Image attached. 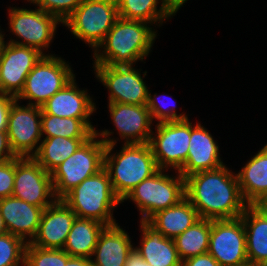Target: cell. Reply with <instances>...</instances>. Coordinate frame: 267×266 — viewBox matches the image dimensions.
<instances>
[{
  "instance_id": "obj_1",
  "label": "cell",
  "mask_w": 267,
  "mask_h": 266,
  "mask_svg": "<svg viewBox=\"0 0 267 266\" xmlns=\"http://www.w3.org/2000/svg\"><path fill=\"white\" fill-rule=\"evenodd\" d=\"M185 195L199 217L209 220L238 218L248 206L237 175L225 165L185 177Z\"/></svg>"
},
{
  "instance_id": "obj_2",
  "label": "cell",
  "mask_w": 267,
  "mask_h": 266,
  "mask_svg": "<svg viewBox=\"0 0 267 266\" xmlns=\"http://www.w3.org/2000/svg\"><path fill=\"white\" fill-rule=\"evenodd\" d=\"M97 137H102L106 147L104 152V168L108 172L115 194L122 201L129 192L144 179L151 177L159 168L153 156L149 143L123 144L120 152L112 153L116 140L109 136V130L95 131Z\"/></svg>"
},
{
  "instance_id": "obj_3",
  "label": "cell",
  "mask_w": 267,
  "mask_h": 266,
  "mask_svg": "<svg viewBox=\"0 0 267 266\" xmlns=\"http://www.w3.org/2000/svg\"><path fill=\"white\" fill-rule=\"evenodd\" d=\"M149 26L144 21L119 17L94 51V64L124 66L143 61L149 55L157 35L155 29Z\"/></svg>"
},
{
  "instance_id": "obj_4",
  "label": "cell",
  "mask_w": 267,
  "mask_h": 266,
  "mask_svg": "<svg viewBox=\"0 0 267 266\" xmlns=\"http://www.w3.org/2000/svg\"><path fill=\"white\" fill-rule=\"evenodd\" d=\"M77 218L96 220L106 226L116 223L113 211L122 201L115 194L108 172L103 167L86 178L61 199Z\"/></svg>"
},
{
  "instance_id": "obj_5",
  "label": "cell",
  "mask_w": 267,
  "mask_h": 266,
  "mask_svg": "<svg viewBox=\"0 0 267 266\" xmlns=\"http://www.w3.org/2000/svg\"><path fill=\"white\" fill-rule=\"evenodd\" d=\"M94 133L51 172L54 195L62 199L82 181L104 167L105 143ZM97 139V140H96Z\"/></svg>"
},
{
  "instance_id": "obj_6",
  "label": "cell",
  "mask_w": 267,
  "mask_h": 266,
  "mask_svg": "<svg viewBox=\"0 0 267 266\" xmlns=\"http://www.w3.org/2000/svg\"><path fill=\"white\" fill-rule=\"evenodd\" d=\"M159 169L151 177L144 179L122 200H132L142 214L140 220L147 221L158 211L179 203L186 197L185 178L177 171L176 176H169Z\"/></svg>"
},
{
  "instance_id": "obj_7",
  "label": "cell",
  "mask_w": 267,
  "mask_h": 266,
  "mask_svg": "<svg viewBox=\"0 0 267 266\" xmlns=\"http://www.w3.org/2000/svg\"><path fill=\"white\" fill-rule=\"evenodd\" d=\"M118 18L116 0H83L62 24L95 51Z\"/></svg>"
},
{
  "instance_id": "obj_8",
  "label": "cell",
  "mask_w": 267,
  "mask_h": 266,
  "mask_svg": "<svg viewBox=\"0 0 267 266\" xmlns=\"http://www.w3.org/2000/svg\"><path fill=\"white\" fill-rule=\"evenodd\" d=\"M72 71L61 57L43 55L26 77L24 87L16 100L27 99L29 105L41 107L75 77Z\"/></svg>"
},
{
  "instance_id": "obj_9",
  "label": "cell",
  "mask_w": 267,
  "mask_h": 266,
  "mask_svg": "<svg viewBox=\"0 0 267 266\" xmlns=\"http://www.w3.org/2000/svg\"><path fill=\"white\" fill-rule=\"evenodd\" d=\"M10 32L22 41L10 39L9 42L38 49L42 54L49 48L55 37L57 25L62 23L56 16L40 8H9Z\"/></svg>"
},
{
  "instance_id": "obj_10",
  "label": "cell",
  "mask_w": 267,
  "mask_h": 266,
  "mask_svg": "<svg viewBox=\"0 0 267 266\" xmlns=\"http://www.w3.org/2000/svg\"><path fill=\"white\" fill-rule=\"evenodd\" d=\"M149 145L159 169L179 171L186 162L190 142V121L160 122Z\"/></svg>"
},
{
  "instance_id": "obj_11",
  "label": "cell",
  "mask_w": 267,
  "mask_h": 266,
  "mask_svg": "<svg viewBox=\"0 0 267 266\" xmlns=\"http://www.w3.org/2000/svg\"><path fill=\"white\" fill-rule=\"evenodd\" d=\"M134 65L94 64L96 78L108 89V103L147 105L148 87Z\"/></svg>"
},
{
  "instance_id": "obj_12",
  "label": "cell",
  "mask_w": 267,
  "mask_h": 266,
  "mask_svg": "<svg viewBox=\"0 0 267 266\" xmlns=\"http://www.w3.org/2000/svg\"><path fill=\"white\" fill-rule=\"evenodd\" d=\"M12 196L45 209L56 200L51 173L33 157H16Z\"/></svg>"
},
{
  "instance_id": "obj_13",
  "label": "cell",
  "mask_w": 267,
  "mask_h": 266,
  "mask_svg": "<svg viewBox=\"0 0 267 266\" xmlns=\"http://www.w3.org/2000/svg\"><path fill=\"white\" fill-rule=\"evenodd\" d=\"M15 100L8 116L7 135L11 150L17 157H32L38 150L41 133L40 106L20 105Z\"/></svg>"
},
{
  "instance_id": "obj_14",
  "label": "cell",
  "mask_w": 267,
  "mask_h": 266,
  "mask_svg": "<svg viewBox=\"0 0 267 266\" xmlns=\"http://www.w3.org/2000/svg\"><path fill=\"white\" fill-rule=\"evenodd\" d=\"M208 253L221 266H237L249 262L241 217L211 220Z\"/></svg>"
},
{
  "instance_id": "obj_15",
  "label": "cell",
  "mask_w": 267,
  "mask_h": 266,
  "mask_svg": "<svg viewBox=\"0 0 267 266\" xmlns=\"http://www.w3.org/2000/svg\"><path fill=\"white\" fill-rule=\"evenodd\" d=\"M43 55L36 48L6 42L0 53V93L17 97Z\"/></svg>"
},
{
  "instance_id": "obj_16",
  "label": "cell",
  "mask_w": 267,
  "mask_h": 266,
  "mask_svg": "<svg viewBox=\"0 0 267 266\" xmlns=\"http://www.w3.org/2000/svg\"><path fill=\"white\" fill-rule=\"evenodd\" d=\"M76 218L61 199H56L43 210L37 234L30 243L43 249H63Z\"/></svg>"
},
{
  "instance_id": "obj_17",
  "label": "cell",
  "mask_w": 267,
  "mask_h": 266,
  "mask_svg": "<svg viewBox=\"0 0 267 266\" xmlns=\"http://www.w3.org/2000/svg\"><path fill=\"white\" fill-rule=\"evenodd\" d=\"M109 112L125 144L149 143L152 133V117L146 105L108 103Z\"/></svg>"
},
{
  "instance_id": "obj_18",
  "label": "cell",
  "mask_w": 267,
  "mask_h": 266,
  "mask_svg": "<svg viewBox=\"0 0 267 266\" xmlns=\"http://www.w3.org/2000/svg\"><path fill=\"white\" fill-rule=\"evenodd\" d=\"M219 146L200 123L190 122V142L186 162L178 171L184 178L194 173L215 170L225 165L220 158Z\"/></svg>"
},
{
  "instance_id": "obj_19",
  "label": "cell",
  "mask_w": 267,
  "mask_h": 266,
  "mask_svg": "<svg viewBox=\"0 0 267 266\" xmlns=\"http://www.w3.org/2000/svg\"><path fill=\"white\" fill-rule=\"evenodd\" d=\"M43 210L14 196L0 199V213L7 232L21 237L27 243L37 234Z\"/></svg>"
},
{
  "instance_id": "obj_20",
  "label": "cell",
  "mask_w": 267,
  "mask_h": 266,
  "mask_svg": "<svg viewBox=\"0 0 267 266\" xmlns=\"http://www.w3.org/2000/svg\"><path fill=\"white\" fill-rule=\"evenodd\" d=\"M75 77L60 91L48 99L41 109L49 115L58 117L89 119L96 105L87 90H80Z\"/></svg>"
},
{
  "instance_id": "obj_21",
  "label": "cell",
  "mask_w": 267,
  "mask_h": 266,
  "mask_svg": "<svg viewBox=\"0 0 267 266\" xmlns=\"http://www.w3.org/2000/svg\"><path fill=\"white\" fill-rule=\"evenodd\" d=\"M120 225L106 226L100 233L91 258L93 266H124L134 246Z\"/></svg>"
},
{
  "instance_id": "obj_22",
  "label": "cell",
  "mask_w": 267,
  "mask_h": 266,
  "mask_svg": "<svg viewBox=\"0 0 267 266\" xmlns=\"http://www.w3.org/2000/svg\"><path fill=\"white\" fill-rule=\"evenodd\" d=\"M143 238L134 247L141 257L151 266H182L173 239L165 237L147 221L140 220Z\"/></svg>"
},
{
  "instance_id": "obj_23",
  "label": "cell",
  "mask_w": 267,
  "mask_h": 266,
  "mask_svg": "<svg viewBox=\"0 0 267 266\" xmlns=\"http://www.w3.org/2000/svg\"><path fill=\"white\" fill-rule=\"evenodd\" d=\"M240 217L245 228L249 263L267 265V215L256 205H248Z\"/></svg>"
},
{
  "instance_id": "obj_24",
  "label": "cell",
  "mask_w": 267,
  "mask_h": 266,
  "mask_svg": "<svg viewBox=\"0 0 267 266\" xmlns=\"http://www.w3.org/2000/svg\"><path fill=\"white\" fill-rule=\"evenodd\" d=\"M236 175L246 203L261 201L267 195V144Z\"/></svg>"
},
{
  "instance_id": "obj_25",
  "label": "cell",
  "mask_w": 267,
  "mask_h": 266,
  "mask_svg": "<svg viewBox=\"0 0 267 266\" xmlns=\"http://www.w3.org/2000/svg\"><path fill=\"white\" fill-rule=\"evenodd\" d=\"M199 219L197 210L185 197L176 205L158 211L147 222L165 237L174 240Z\"/></svg>"
},
{
  "instance_id": "obj_26",
  "label": "cell",
  "mask_w": 267,
  "mask_h": 266,
  "mask_svg": "<svg viewBox=\"0 0 267 266\" xmlns=\"http://www.w3.org/2000/svg\"><path fill=\"white\" fill-rule=\"evenodd\" d=\"M106 225L92 219L76 218L63 250L71 257L92 258L100 233Z\"/></svg>"
},
{
  "instance_id": "obj_27",
  "label": "cell",
  "mask_w": 267,
  "mask_h": 266,
  "mask_svg": "<svg viewBox=\"0 0 267 266\" xmlns=\"http://www.w3.org/2000/svg\"><path fill=\"white\" fill-rule=\"evenodd\" d=\"M88 138H44L37 152L32 156L47 172L51 173L58 165L76 152Z\"/></svg>"
},
{
  "instance_id": "obj_28",
  "label": "cell",
  "mask_w": 267,
  "mask_h": 266,
  "mask_svg": "<svg viewBox=\"0 0 267 266\" xmlns=\"http://www.w3.org/2000/svg\"><path fill=\"white\" fill-rule=\"evenodd\" d=\"M90 119H78L68 117H58L46 114L42 110L41 133L45 138L65 137V138H90L96 131Z\"/></svg>"
},
{
  "instance_id": "obj_29",
  "label": "cell",
  "mask_w": 267,
  "mask_h": 266,
  "mask_svg": "<svg viewBox=\"0 0 267 266\" xmlns=\"http://www.w3.org/2000/svg\"><path fill=\"white\" fill-rule=\"evenodd\" d=\"M211 220L200 218L174 239L181 261L208 253Z\"/></svg>"
},
{
  "instance_id": "obj_30",
  "label": "cell",
  "mask_w": 267,
  "mask_h": 266,
  "mask_svg": "<svg viewBox=\"0 0 267 266\" xmlns=\"http://www.w3.org/2000/svg\"><path fill=\"white\" fill-rule=\"evenodd\" d=\"M159 0H116L118 15L127 20H139L149 24H159L173 16L161 2L157 9Z\"/></svg>"
},
{
  "instance_id": "obj_31",
  "label": "cell",
  "mask_w": 267,
  "mask_h": 266,
  "mask_svg": "<svg viewBox=\"0 0 267 266\" xmlns=\"http://www.w3.org/2000/svg\"><path fill=\"white\" fill-rule=\"evenodd\" d=\"M71 256L63 249H43L26 244L24 266H65Z\"/></svg>"
},
{
  "instance_id": "obj_32",
  "label": "cell",
  "mask_w": 267,
  "mask_h": 266,
  "mask_svg": "<svg viewBox=\"0 0 267 266\" xmlns=\"http://www.w3.org/2000/svg\"><path fill=\"white\" fill-rule=\"evenodd\" d=\"M26 244L9 232L0 235V266H24Z\"/></svg>"
},
{
  "instance_id": "obj_33",
  "label": "cell",
  "mask_w": 267,
  "mask_h": 266,
  "mask_svg": "<svg viewBox=\"0 0 267 266\" xmlns=\"http://www.w3.org/2000/svg\"><path fill=\"white\" fill-rule=\"evenodd\" d=\"M48 14L56 16L62 23L74 12L83 0H27Z\"/></svg>"
},
{
  "instance_id": "obj_34",
  "label": "cell",
  "mask_w": 267,
  "mask_h": 266,
  "mask_svg": "<svg viewBox=\"0 0 267 266\" xmlns=\"http://www.w3.org/2000/svg\"><path fill=\"white\" fill-rule=\"evenodd\" d=\"M155 93L153 96L150 92H148V101H147V108L150 111L152 120H158L160 122H172V121H181V120H188L186 114H177L175 110V106L173 108H166L163 106V103L159 100ZM167 97V96H166ZM160 101V102H159ZM162 103V105H160ZM168 103V102H167ZM165 104V102H164ZM167 105V104H166Z\"/></svg>"
},
{
  "instance_id": "obj_35",
  "label": "cell",
  "mask_w": 267,
  "mask_h": 266,
  "mask_svg": "<svg viewBox=\"0 0 267 266\" xmlns=\"http://www.w3.org/2000/svg\"><path fill=\"white\" fill-rule=\"evenodd\" d=\"M15 178V158L0 163V199L12 196Z\"/></svg>"
},
{
  "instance_id": "obj_36",
  "label": "cell",
  "mask_w": 267,
  "mask_h": 266,
  "mask_svg": "<svg viewBox=\"0 0 267 266\" xmlns=\"http://www.w3.org/2000/svg\"><path fill=\"white\" fill-rule=\"evenodd\" d=\"M16 97L0 93V131H7L8 116Z\"/></svg>"
},
{
  "instance_id": "obj_37",
  "label": "cell",
  "mask_w": 267,
  "mask_h": 266,
  "mask_svg": "<svg viewBox=\"0 0 267 266\" xmlns=\"http://www.w3.org/2000/svg\"><path fill=\"white\" fill-rule=\"evenodd\" d=\"M182 266H221L209 253L190 257L182 261Z\"/></svg>"
},
{
  "instance_id": "obj_38",
  "label": "cell",
  "mask_w": 267,
  "mask_h": 266,
  "mask_svg": "<svg viewBox=\"0 0 267 266\" xmlns=\"http://www.w3.org/2000/svg\"><path fill=\"white\" fill-rule=\"evenodd\" d=\"M17 156L11 150L7 131H0V163L9 161Z\"/></svg>"
},
{
  "instance_id": "obj_39",
  "label": "cell",
  "mask_w": 267,
  "mask_h": 266,
  "mask_svg": "<svg viewBox=\"0 0 267 266\" xmlns=\"http://www.w3.org/2000/svg\"><path fill=\"white\" fill-rule=\"evenodd\" d=\"M124 266H151V265L141 257V255L137 252L136 249L133 248L132 251L128 254Z\"/></svg>"
},
{
  "instance_id": "obj_40",
  "label": "cell",
  "mask_w": 267,
  "mask_h": 266,
  "mask_svg": "<svg viewBox=\"0 0 267 266\" xmlns=\"http://www.w3.org/2000/svg\"><path fill=\"white\" fill-rule=\"evenodd\" d=\"M168 11L174 16L187 0H160Z\"/></svg>"
},
{
  "instance_id": "obj_41",
  "label": "cell",
  "mask_w": 267,
  "mask_h": 266,
  "mask_svg": "<svg viewBox=\"0 0 267 266\" xmlns=\"http://www.w3.org/2000/svg\"><path fill=\"white\" fill-rule=\"evenodd\" d=\"M65 266H93L92 260L85 257H70Z\"/></svg>"
},
{
  "instance_id": "obj_42",
  "label": "cell",
  "mask_w": 267,
  "mask_h": 266,
  "mask_svg": "<svg viewBox=\"0 0 267 266\" xmlns=\"http://www.w3.org/2000/svg\"><path fill=\"white\" fill-rule=\"evenodd\" d=\"M256 206L267 215V195Z\"/></svg>"
},
{
  "instance_id": "obj_43",
  "label": "cell",
  "mask_w": 267,
  "mask_h": 266,
  "mask_svg": "<svg viewBox=\"0 0 267 266\" xmlns=\"http://www.w3.org/2000/svg\"><path fill=\"white\" fill-rule=\"evenodd\" d=\"M7 233V227L0 213V235Z\"/></svg>"
},
{
  "instance_id": "obj_44",
  "label": "cell",
  "mask_w": 267,
  "mask_h": 266,
  "mask_svg": "<svg viewBox=\"0 0 267 266\" xmlns=\"http://www.w3.org/2000/svg\"><path fill=\"white\" fill-rule=\"evenodd\" d=\"M1 29V28H0ZM4 34L2 33V31L0 30V53H1V51H2V49H3V46H4V44H5V42L6 41H4Z\"/></svg>"
},
{
  "instance_id": "obj_45",
  "label": "cell",
  "mask_w": 267,
  "mask_h": 266,
  "mask_svg": "<svg viewBox=\"0 0 267 266\" xmlns=\"http://www.w3.org/2000/svg\"><path fill=\"white\" fill-rule=\"evenodd\" d=\"M249 265H250V263L248 262V263H244V264L237 265V266H249Z\"/></svg>"
},
{
  "instance_id": "obj_46",
  "label": "cell",
  "mask_w": 267,
  "mask_h": 266,
  "mask_svg": "<svg viewBox=\"0 0 267 266\" xmlns=\"http://www.w3.org/2000/svg\"><path fill=\"white\" fill-rule=\"evenodd\" d=\"M249 266H267V265H255V264H250Z\"/></svg>"
}]
</instances>
